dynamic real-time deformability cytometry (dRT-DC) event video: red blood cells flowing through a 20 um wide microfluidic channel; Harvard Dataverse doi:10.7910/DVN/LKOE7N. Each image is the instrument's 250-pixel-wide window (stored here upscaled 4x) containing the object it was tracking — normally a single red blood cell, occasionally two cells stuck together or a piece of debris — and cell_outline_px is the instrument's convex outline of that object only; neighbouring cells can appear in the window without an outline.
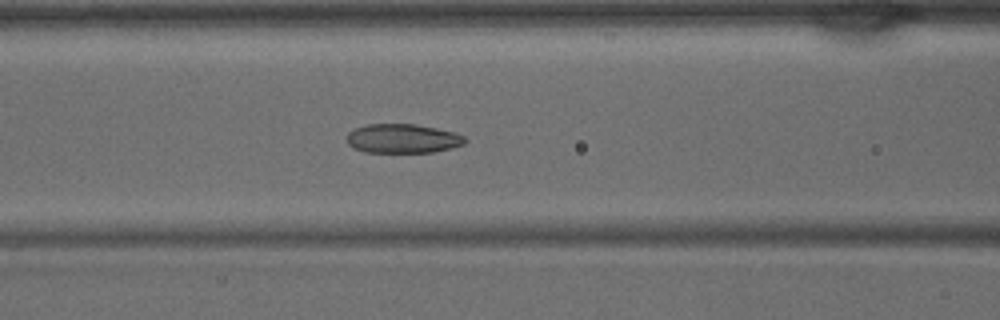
{"species": "common noctule bat (a hibernating species)", "species_latin": "Nyctalus noctula", "temperature_condition": "warm", "stored_images_in_passage": 39, "camera_frame_rate_fps": 3000, "um_per_image_px": 0.085, "animal": {"sex": "male", "body_mass_g": 15.6}, "frame": {"image": 1, "passage_image": 15, "time_ms": 4.667, "image_size_px": [1000, 320], "cell_outline_px": [[468, 140], [464, 144], [452, 148], [432, 152], [364, 152], [352, 148], [348, 144], [348, 132], [356, 128], [368, 124], [416, 124], [456, 132], [464, 136]], "centroid_in_image_um": [34.26, 11.78], "position_along_channel_um": 132.3, "area_um2": 20.17}}
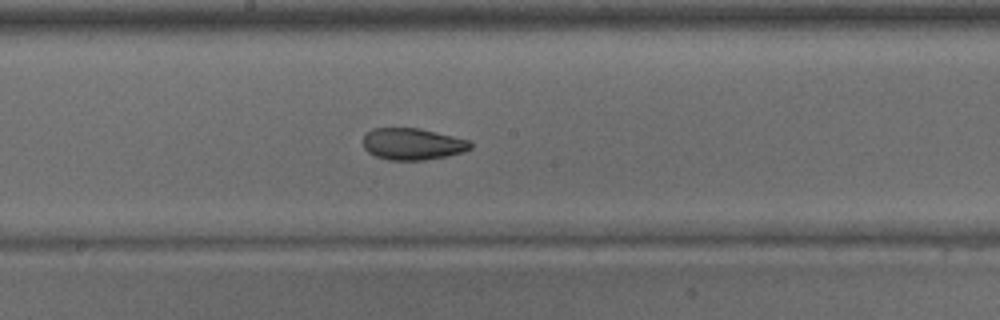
{"frame": {"image": 2, "passage_image": 20, "time_ms": 6.333, "image_size_px": [1000, 320], "cell_outline_px": [[472, 148], [464, 152], [448, 156], [424, 160], [388, 160], [376, 156], [368, 152], [364, 148], [364, 136], [372, 128], [420, 128], [468, 140], [472, 144]], "centroid_in_image_um": [35.08, 12.24], "position_along_channel_um": 213.1, "area_um2": 19.83}}
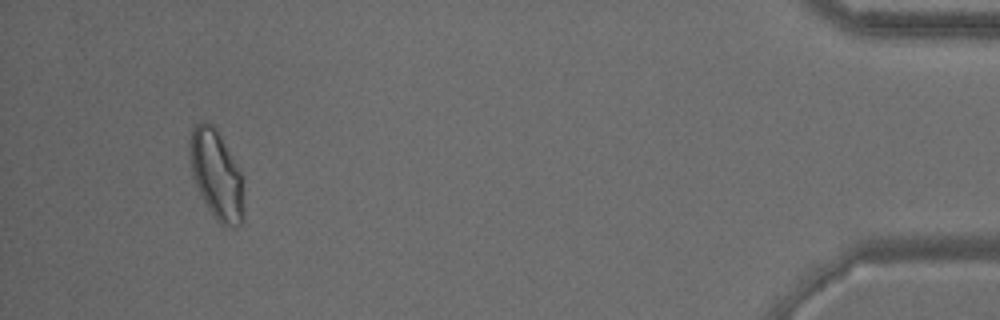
{"frame": {"image": 3, "passage_image": 37, "time_ms": 12.0, "image_size_px": [1000, 320], "cell_outline_px": [[244, 220], [240, 224], [232, 228], [220, 224], [216, 220], [208, 208], [196, 184], [192, 172], [188, 144], [192, 128], [200, 120], [204, 120], [212, 124], [216, 128], [240, 168], [244, 208]], "centroid_in_image_um": [18.41, 14.83], "position_along_channel_um": 416.8, "area_um2": 28.21}}